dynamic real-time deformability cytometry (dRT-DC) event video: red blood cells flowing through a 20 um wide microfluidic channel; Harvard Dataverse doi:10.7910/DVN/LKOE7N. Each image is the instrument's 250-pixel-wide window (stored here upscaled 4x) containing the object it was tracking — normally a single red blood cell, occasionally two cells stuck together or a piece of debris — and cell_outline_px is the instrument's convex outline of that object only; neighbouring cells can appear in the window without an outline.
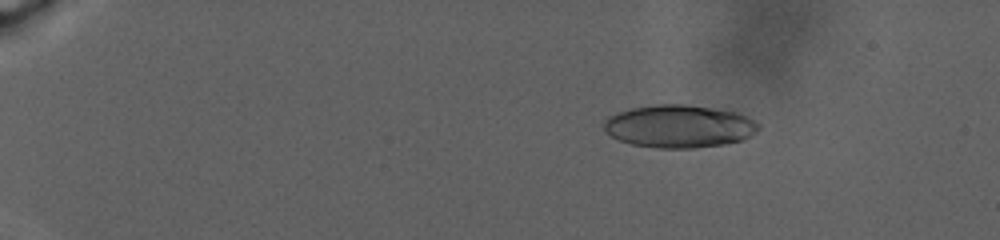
{"species": "human", "species_latin": "Homo sapiens", "temperature_condition": "warm", "stored_images_in_passage": 47, "camera_frame_rate_fps": 3000, "um_per_image_px": 0.085, "donor": {"sex": "male"}, "frame": {"image": 1, "passage_image": 8, "time_ms": 5.333, "image_size_px": [1000, 240], "cell_outline_px": [[760, 128], [756, 132], [740, 140], [724, 144], [692, 148], [656, 148], [632, 144], [620, 140], [604, 132], [604, 120], [608, 116], [632, 108], [656, 104], [684, 104], [712, 108], [736, 112], [748, 116], [760, 124]], "centroid_in_image_um": [57.72, 10.73], "position_along_channel_um": 27.3, "area_um2": 38.44}}
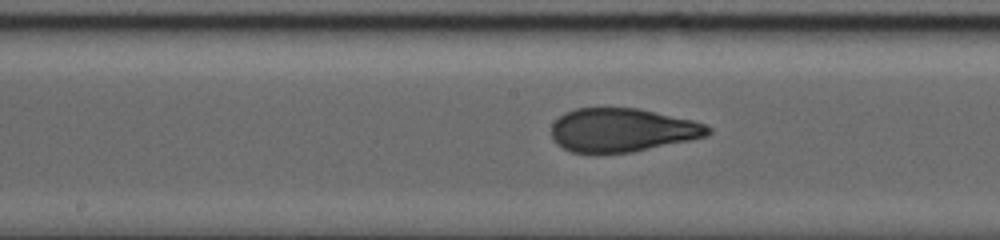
{"frame": {"image": 2, "passage_image": 25, "time_ms": 18.667, "image_size_px": [1000, 240], "cell_outline_px": [[712, 132], [708, 136], [632, 152], [596, 156], [572, 152], [556, 144], [552, 140], [552, 124], [564, 112], [576, 108], [640, 108], [692, 120], [704, 124], [712, 128]], "centroid_in_image_um": [52.85, 11.08], "position_along_channel_um": 195.4, "area_um2": 40.52}}
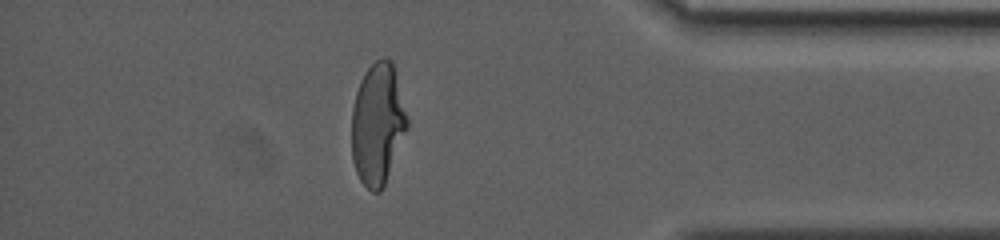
{"frame": {"image": 3, "passage_image": 41, "time_ms": 29.0, "image_size_px": [1000, 240], "cell_outline_px": [[408, 128], [384, 184], [380, 192], [372, 192], [360, 180], [356, 172], [352, 160], [352, 108], [356, 92], [368, 68], [376, 60], [392, 60], [408, 120]], "centroid_in_image_um": [32.09, 10.58], "position_along_channel_um": 403.1, "area_um2": 38.73}}